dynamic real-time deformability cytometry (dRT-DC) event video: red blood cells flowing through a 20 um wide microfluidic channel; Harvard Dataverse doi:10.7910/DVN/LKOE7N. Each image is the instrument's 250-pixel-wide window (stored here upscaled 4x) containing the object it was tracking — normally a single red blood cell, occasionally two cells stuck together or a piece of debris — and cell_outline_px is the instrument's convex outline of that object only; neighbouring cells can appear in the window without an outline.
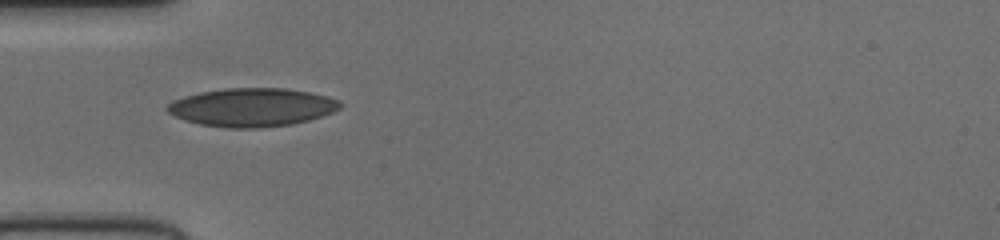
{"species": "human", "species_latin": "Homo sapiens", "temperature_condition": "cold", "stored_images_in_passage": 36, "camera_frame_rate_fps": 3000, "um_per_image_px": 0.085, "donor": {"sex": "female"}, "frame": {"image": 1, "passage_image": 1, "time_ms": 0.0, "image_size_px": [1000, 240], "cell_outline_px": [[340, 108], [332, 112], [308, 120], [292, 124], [264, 128], [228, 128], [200, 124], [184, 120], [168, 112], [164, 108], [168, 104], [184, 96], [200, 92], [224, 88], [284, 88], [308, 92], [328, 96], [340, 100]], "centroid_in_image_um": [21.41, 9.12], "position_along_channel_um": 63.6, "area_um2": 38.61}}
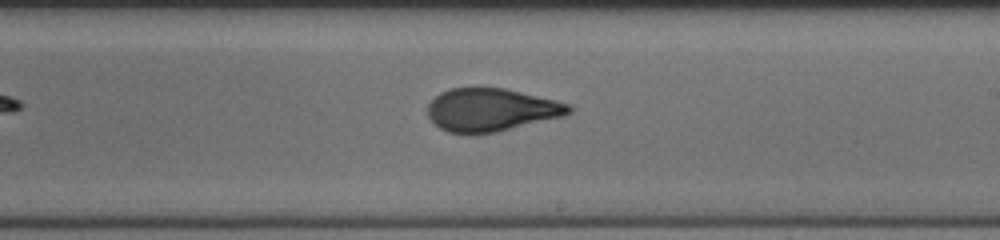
{"frame": {"image": 2, "passage_image": 15, "time_ms": 4.667, "image_size_px": [1000, 240], "cell_outline_px": [[572, 112], [564, 116], [496, 132], [448, 132], [440, 128], [428, 116], [428, 104], [440, 92], [452, 88], [504, 88], [556, 100], [572, 104]], "centroid_in_image_um": [41.79, 9.32], "position_along_channel_um": 247.2, "area_um2": 34.91}}
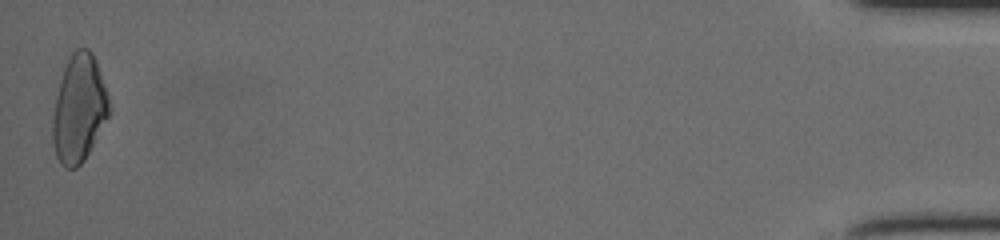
{"frame": {"image": 3, "passage_image": 36, "time_ms": 11.667, "image_size_px": [1000, 240], "cell_outline_px": [[112, 108], [108, 116], [84, 160], [76, 168], [64, 168], [60, 164], [56, 156], [52, 144], [52, 120], [56, 96], [60, 80], [68, 56], [76, 48], [88, 48], [92, 52], [96, 60]], "centroid_in_image_um": [6.7, 9.23], "position_along_channel_um": 428.5, "area_um2": 35.43}}